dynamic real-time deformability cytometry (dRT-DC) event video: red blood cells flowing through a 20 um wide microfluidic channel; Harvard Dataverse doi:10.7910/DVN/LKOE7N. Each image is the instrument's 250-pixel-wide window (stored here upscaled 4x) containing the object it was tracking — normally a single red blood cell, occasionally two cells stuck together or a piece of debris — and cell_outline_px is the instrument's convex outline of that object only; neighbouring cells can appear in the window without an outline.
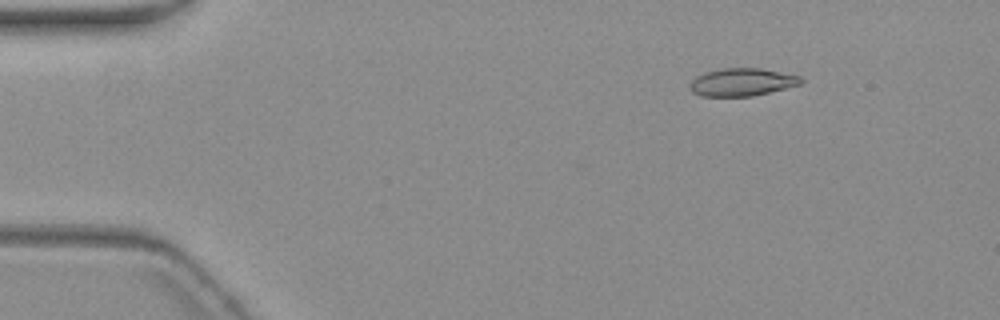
{"species": "common noctule bat (a hibernating species)", "species_latin": "Nyctalus noctula", "temperature_condition": "warm", "stored_images_in_passage": 5, "camera_frame_rate_fps": 3000, "um_per_image_px": 0.085, "animal": {"sex": "female", "body_mass_g": 19.3, "forearm_length_mm": 54.1}, "frame": {"image": 1, "passage_image": 2, "time_ms": 1.333, "image_size_px": [1000, 320], "cell_outline_px": [[804, 80], [800, 84], [752, 96], [700, 96], [692, 92], [688, 88], [688, 84], [696, 76], [704, 72], [724, 68], [760, 68], [800, 76]], "centroid_in_image_um": [63.01, 6.98], "position_along_channel_um": 22.0, "area_um2": 17.92}}
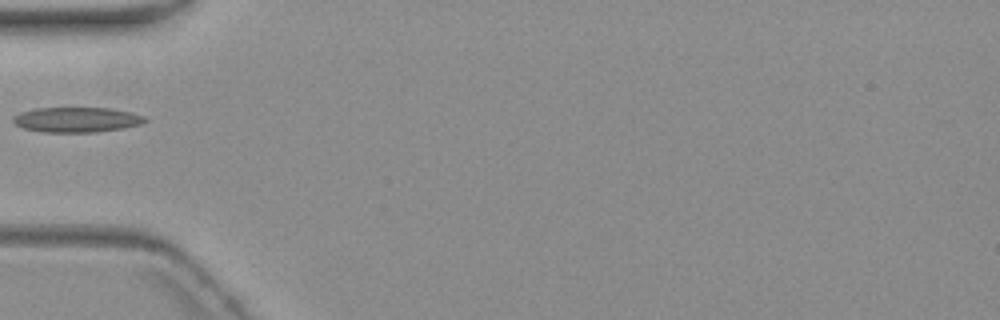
{"frame": {"image": 2, "passage_image": 5, "time_ms": 5.333, "image_size_px": [1000, 320], "cell_outline_px": [[148, 120], [140, 124], [120, 128], [96, 132], [44, 132], [24, 128], [16, 124], [12, 120], [12, 116], [20, 112], [36, 108], [112, 108], [132, 112], [144, 116]], "centroid_in_image_um": [6.51, 10.16], "position_along_channel_um": 78.5, "area_um2": 19.19}}